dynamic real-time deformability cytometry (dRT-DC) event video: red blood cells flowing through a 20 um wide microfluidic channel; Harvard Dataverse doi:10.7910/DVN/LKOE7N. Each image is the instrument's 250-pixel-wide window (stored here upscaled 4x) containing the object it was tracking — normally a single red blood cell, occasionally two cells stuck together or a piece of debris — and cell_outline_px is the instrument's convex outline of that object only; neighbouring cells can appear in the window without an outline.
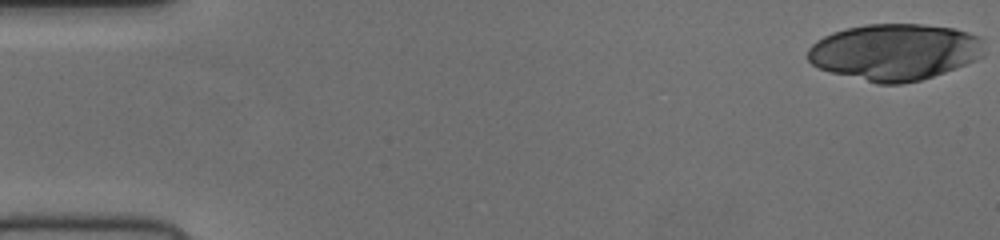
{"species": "human", "species_latin": "Homo sapiens", "temperature_condition": "cold", "stored_images_in_passage": 33, "camera_frame_rate_fps": 3000, "um_per_image_px": 0.085, "donor": {"sex": "female"}, "frame": {"image": 1, "passage_image": 1, "time_ms": 0.0, "image_size_px": [1000, 240], "cell_outline_px": [[984, 56], [944, 72], [920, 80], [904, 84], [876, 84], [832, 72], [820, 68], [812, 64], [808, 60], [808, 48], [816, 40], [832, 32], [844, 28], [864, 24], [920, 24], [956, 28], [980, 36]], "centroid_in_image_um": [76.03, 4.41], "position_along_channel_um": 9.0, "area_um2": 58.2}}
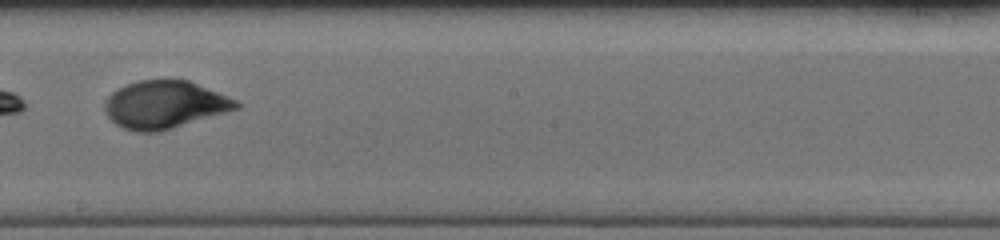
{"frame": {"image": 2, "passage_image": 31, "time_ms": 10.0, "image_size_px": [1000, 240], "cell_outline_px": [[240, 108], [160, 132], [136, 132], [124, 128], [116, 124], [108, 116], [104, 108], [104, 100], [112, 92], [136, 80], [188, 80], [236, 100], [240, 104]], "centroid_in_image_um": [13.97, 8.91], "position_along_channel_um": 234.2, "area_um2": 36.3}}